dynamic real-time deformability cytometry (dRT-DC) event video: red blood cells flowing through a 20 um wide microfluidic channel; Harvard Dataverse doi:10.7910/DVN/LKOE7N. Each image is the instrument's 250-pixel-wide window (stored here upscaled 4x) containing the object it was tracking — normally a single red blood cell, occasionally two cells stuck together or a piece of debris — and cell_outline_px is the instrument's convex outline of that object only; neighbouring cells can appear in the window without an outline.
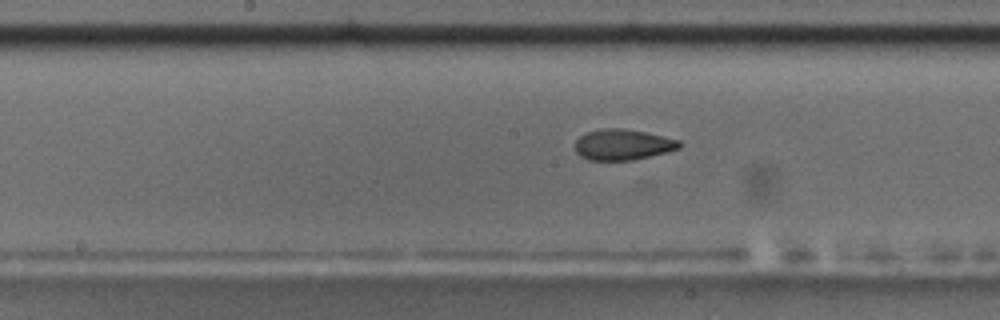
{"species": "common noctule bat (a hibernating species)", "species_latin": "Nyctalus noctula", "temperature_condition": "room temperature", "stored_images_in_passage": 42, "camera_frame_rate_fps": 3000, "um_per_image_px": 0.085, "animal": {"sex": "male", "body_mass_g": 17.5, "forearm_length_mm": 52.3}, "frame": {"image": 1, "passage_image": 28, "time_ms": 9.0, "image_size_px": [1000, 320], "cell_outline_px": [[680, 148], [632, 160], [588, 160], [580, 156], [576, 152], [576, 140], [580, 136], [588, 132], [600, 128], [624, 128], [644, 132], [680, 140]], "centroid_in_image_um": [52.9, 12.28], "position_along_channel_um": 195.3, "area_um2": 18.5}}